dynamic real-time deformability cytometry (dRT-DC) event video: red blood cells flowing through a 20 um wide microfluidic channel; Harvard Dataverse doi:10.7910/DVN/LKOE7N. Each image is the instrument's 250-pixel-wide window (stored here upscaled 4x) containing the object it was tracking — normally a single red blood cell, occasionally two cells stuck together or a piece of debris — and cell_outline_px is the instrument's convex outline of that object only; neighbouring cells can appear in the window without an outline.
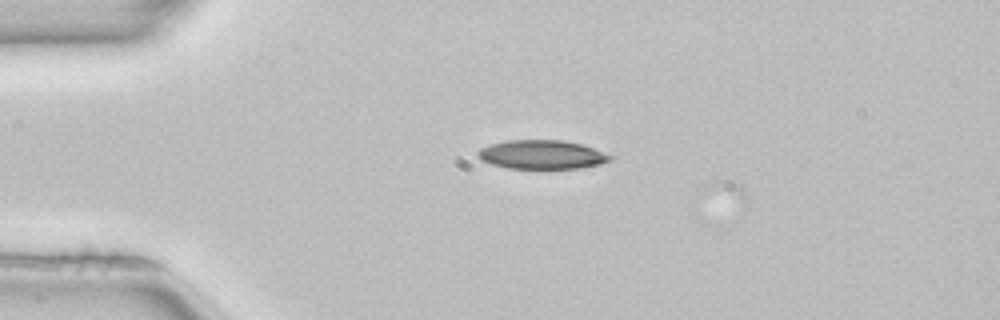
{"species": "common noctule bat (a hibernating species)", "species_latin": "Nyctalus noctula", "temperature_condition": "room temperature", "stored_images_in_passage": 6, "camera_frame_rate_fps": 3000, "um_per_image_px": 0.085, "animal": {"sex": "female", "body_mass_g": 22.7, "forearm_length_mm": 54.2}, "frame": {"image": 1, "passage_image": 4, "time_ms": 1.0, "image_size_px": [1000, 320], "cell_outline_px": [[616, 156], [612, 160], [600, 164], [580, 168], [508, 168], [492, 164], [476, 156], [476, 152], [480, 148], [488, 144], [508, 140], [564, 140], [580, 144]], "centroid_in_image_um": [46.07, 13.13], "position_along_channel_um": 38.9, "area_um2": 22.31}}